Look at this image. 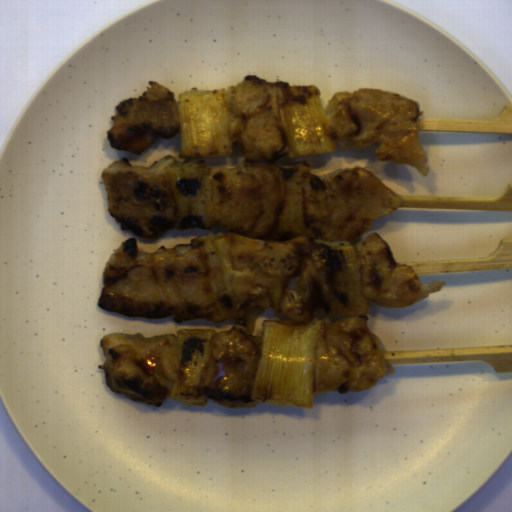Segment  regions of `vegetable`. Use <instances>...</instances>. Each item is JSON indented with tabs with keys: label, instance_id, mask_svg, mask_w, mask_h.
Wrapping results in <instances>:
<instances>
[{
	"label": "vegetable",
	"instance_id": "obj_1",
	"mask_svg": "<svg viewBox=\"0 0 512 512\" xmlns=\"http://www.w3.org/2000/svg\"><path fill=\"white\" fill-rule=\"evenodd\" d=\"M326 326L323 319L317 318L306 324L291 319H262L261 357L250 399L313 409L315 346Z\"/></svg>",
	"mask_w": 512,
	"mask_h": 512
},
{
	"label": "vegetable",
	"instance_id": "obj_2",
	"mask_svg": "<svg viewBox=\"0 0 512 512\" xmlns=\"http://www.w3.org/2000/svg\"><path fill=\"white\" fill-rule=\"evenodd\" d=\"M179 159L233 155L231 112L224 89L178 93Z\"/></svg>",
	"mask_w": 512,
	"mask_h": 512
},
{
	"label": "vegetable",
	"instance_id": "obj_3",
	"mask_svg": "<svg viewBox=\"0 0 512 512\" xmlns=\"http://www.w3.org/2000/svg\"><path fill=\"white\" fill-rule=\"evenodd\" d=\"M289 146L288 156L336 152L333 129L315 85H289L286 104L280 106Z\"/></svg>",
	"mask_w": 512,
	"mask_h": 512
},
{
	"label": "vegetable",
	"instance_id": "obj_4",
	"mask_svg": "<svg viewBox=\"0 0 512 512\" xmlns=\"http://www.w3.org/2000/svg\"><path fill=\"white\" fill-rule=\"evenodd\" d=\"M217 335L209 328H177L179 343L177 374L169 396L191 407L206 406V386L212 385L219 369L211 341Z\"/></svg>",
	"mask_w": 512,
	"mask_h": 512
},
{
	"label": "vegetable",
	"instance_id": "obj_5",
	"mask_svg": "<svg viewBox=\"0 0 512 512\" xmlns=\"http://www.w3.org/2000/svg\"><path fill=\"white\" fill-rule=\"evenodd\" d=\"M211 166L206 162H175L169 171L177 229H212L202 203V189Z\"/></svg>",
	"mask_w": 512,
	"mask_h": 512
},
{
	"label": "vegetable",
	"instance_id": "obj_6",
	"mask_svg": "<svg viewBox=\"0 0 512 512\" xmlns=\"http://www.w3.org/2000/svg\"><path fill=\"white\" fill-rule=\"evenodd\" d=\"M334 273L331 276L334 315L357 317L371 312L365 296L362 270L354 245H330Z\"/></svg>",
	"mask_w": 512,
	"mask_h": 512
},
{
	"label": "vegetable",
	"instance_id": "obj_7",
	"mask_svg": "<svg viewBox=\"0 0 512 512\" xmlns=\"http://www.w3.org/2000/svg\"><path fill=\"white\" fill-rule=\"evenodd\" d=\"M312 166L308 160L278 164L284 198L282 210L269 238L290 240L305 237L313 240V229L307 225L304 205L306 175L311 174Z\"/></svg>",
	"mask_w": 512,
	"mask_h": 512
}]
</instances>
